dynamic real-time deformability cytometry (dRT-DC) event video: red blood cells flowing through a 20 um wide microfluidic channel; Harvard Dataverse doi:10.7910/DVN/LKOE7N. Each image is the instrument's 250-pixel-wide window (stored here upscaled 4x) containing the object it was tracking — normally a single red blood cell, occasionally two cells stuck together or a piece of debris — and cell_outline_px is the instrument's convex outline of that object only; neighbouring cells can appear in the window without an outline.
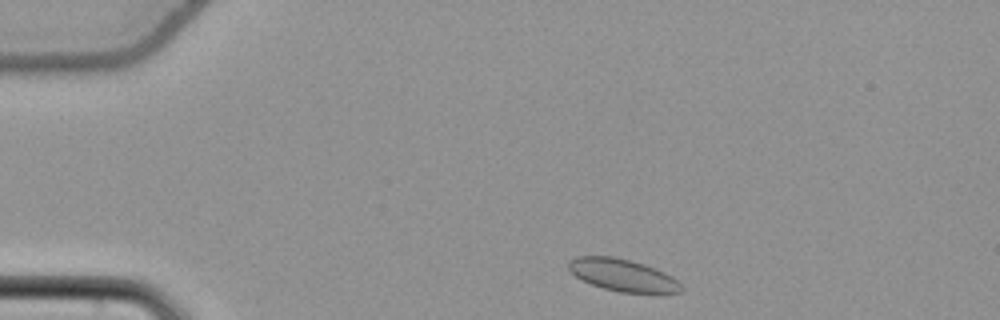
{"species": "common noctule bat (a hibernating species)", "species_latin": "Nyctalus noctula", "temperature_condition": "cold", "stored_images_in_passage": 47, "camera_frame_rate_fps": 3000, "um_per_image_px": 0.085, "animal": {"sex": "female", "body_mass_g": 22.7, "forearm_length_mm": 54.2}, "frame": {"image": 1, "passage_image": 2, "time_ms": 0.333, "image_size_px": [1000, 320], "cell_outline_px": [[684, 292], [620, 292], [604, 288], [592, 284], [576, 276], [568, 268], [568, 260], [576, 256], [612, 256], [632, 260], [656, 268], [672, 276], [684, 288]], "centroid_in_image_um": [52.93, 23.36], "position_along_channel_um": 32.1, "area_um2": 20.98}}
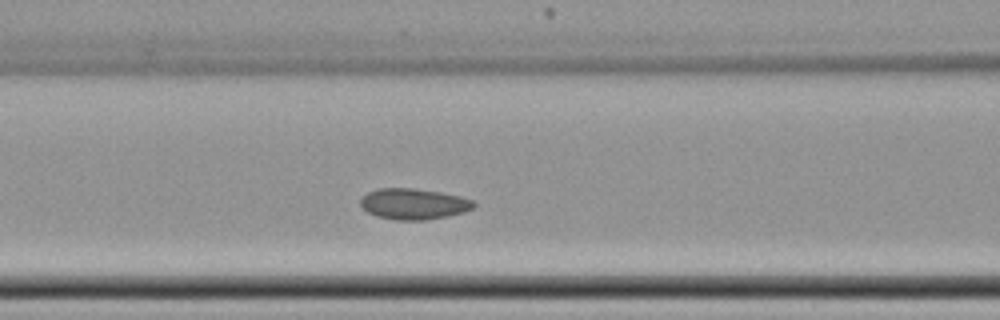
{"frame": {"image": 2, "passage_image": 15, "time_ms": 4.667, "image_size_px": [1000, 320], "cell_outline_px": [[476, 204], [472, 208], [464, 212], [448, 216], [424, 220], [396, 220], [376, 216], [368, 212], [360, 204], [360, 200], [368, 192], [376, 188], [412, 188], [440, 192], [460, 196], [472, 200]], "centroid_in_image_um": [35.15, 17.33], "position_along_channel_um": 131.4, "area_um2": 20.35}}
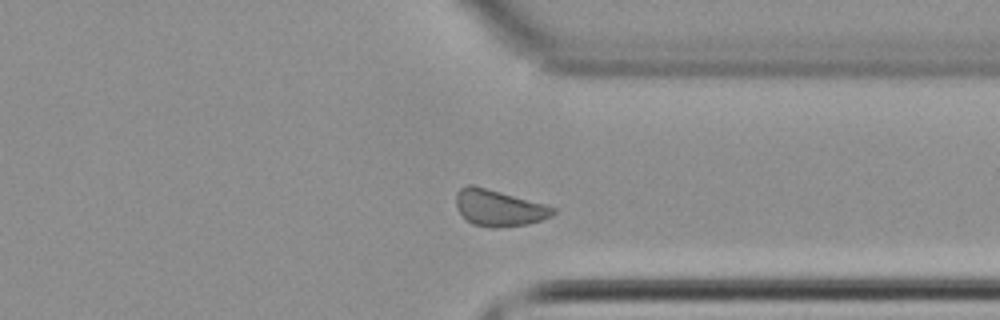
{"frame": {"image": 3, "passage_image": 34, "time_ms": 11.0, "image_size_px": [1000, 320], "cell_outline_px": [[556, 212], [552, 216], [528, 224], [496, 228], [488, 228], [472, 224], [460, 212], [456, 204], [456, 192], [460, 188], [468, 184], [472, 184], [544, 204], [556, 208]], "centroid_in_image_um": [42.39, 17.68], "position_along_channel_um": 369.0, "area_um2": 20.46}, "authors_computed_cell_mechanics": {"area_um2": 20.4034, "velocity_mm_per_s": 3.7403, "shape_relaxation_time_tau1_ms": 0.607, "shape_relaxation_time_tau2_ms": 3.9694, "deformation_change_tau1": 0.0249, "deformation_change_tau2": 0.0596}}